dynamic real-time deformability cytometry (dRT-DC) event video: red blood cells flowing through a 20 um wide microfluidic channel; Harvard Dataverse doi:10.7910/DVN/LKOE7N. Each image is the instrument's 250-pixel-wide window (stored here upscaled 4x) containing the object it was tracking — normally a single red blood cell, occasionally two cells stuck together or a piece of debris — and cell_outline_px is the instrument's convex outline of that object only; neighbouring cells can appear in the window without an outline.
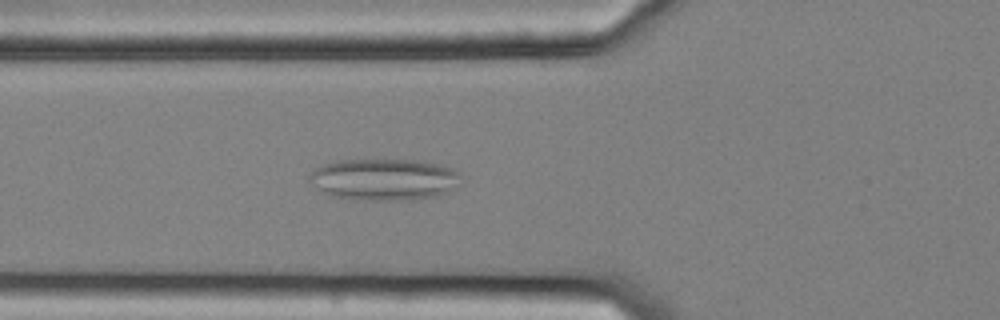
{"species": "common noctule bat (a hibernating species)", "species_latin": "Nyctalus noctula", "temperature_condition": "cold", "stored_images_in_passage": 50, "camera_frame_rate_fps": 3000, "um_per_image_px": 0.085, "animal": {"sex": "female", "body_mass_g": 25.1}, "frame": {"image": 1, "passage_image": 15, "time_ms": 4.667, "image_size_px": [1000, 320], "cell_outline_px": [[464, 184], [456, 188], [432, 196], [400, 200], [364, 200], [332, 196], [324, 192], [312, 184], [308, 180], [308, 176], [320, 164], [336, 160], [416, 160], [436, 164], [448, 168], [456, 172], [460, 176]], "centroid_in_image_um": [32.61, 15.24], "position_along_channel_um": 93.2, "area_um2": 36.59}}